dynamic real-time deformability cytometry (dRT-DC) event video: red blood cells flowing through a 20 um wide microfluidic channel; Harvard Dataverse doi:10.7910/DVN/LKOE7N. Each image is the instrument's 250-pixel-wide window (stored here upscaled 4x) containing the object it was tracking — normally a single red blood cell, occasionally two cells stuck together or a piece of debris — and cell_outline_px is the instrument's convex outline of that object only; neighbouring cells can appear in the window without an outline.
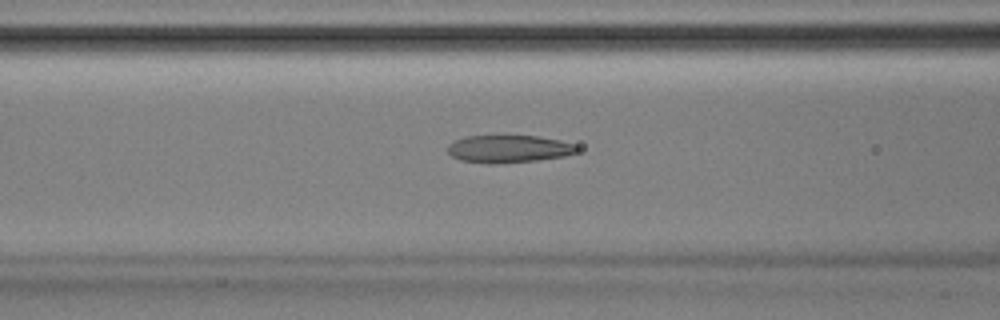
{"species": "Egyptian fruit bat (a non-hibernating species)", "species_latin": "Rousettus aegyptiacus", "temperature_condition": "room temperature", "stored_images_in_passage": 44, "camera_frame_rate_fps": 3000, "um_per_image_px": 0.085, "animal": {"sex": "male"}, "frame": {"image": 1, "passage_image": 13, "time_ms": 4.0, "image_size_px": [1000, 320], "cell_outline_px": [[580, 148], [576, 152], [564, 156], [536, 160], [496, 164], [488, 164], [460, 160], [452, 156], [448, 152], [448, 144], [464, 136], [536, 136], [560, 140], [572, 144]], "centroid_in_image_um": [43.21, 12.66], "position_along_channel_um": 123.4, "area_um2": 20.69}}
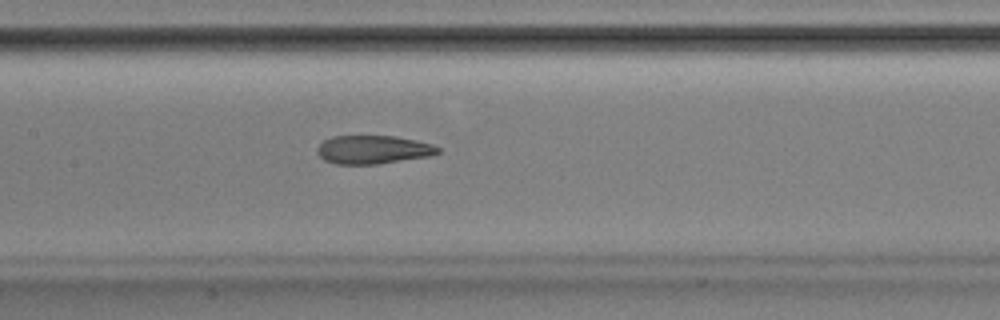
{"frame": {"image": 2, "passage_image": 17, "time_ms": 5.333, "image_size_px": [1000, 320], "cell_outline_px": [[440, 152], [428, 156], [376, 164], [336, 164], [324, 160], [316, 152], [316, 148], [324, 140], [332, 136], [396, 136], [416, 140], [432, 144], [440, 148]], "centroid_in_image_um": [31.69, 12.71], "position_along_channel_um": 175.7, "area_um2": 19.94}}
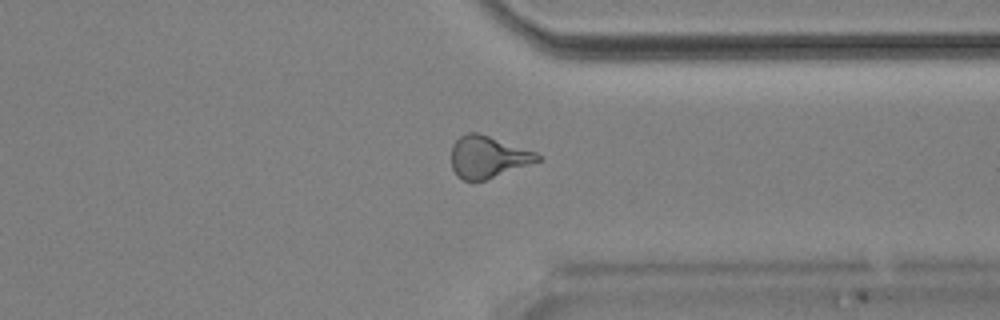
{"frame": {"image": 3, "passage_image": 32, "time_ms": 10.333, "image_size_px": [1000, 320], "cell_outline_px": [[540, 160], [484, 180], [464, 180], [456, 176], [452, 168], [452, 144], [460, 136], [468, 132], [476, 132], [536, 152], [540, 156]], "centroid_in_image_um": [41.42, 13.33], "position_along_channel_um": 370.0, "area_um2": 20.58}, "authors_computed_cell_mechanics": {"area_um2": 20.8947, "velocity_mm_per_s": 3.9086, "shape_relaxation_time_tau1_ms": null, "shape_relaxation_time_tau2_ms": 2.2868, "deformation_change_tau1": null, "deformation_change_tau2": 0.0993}}